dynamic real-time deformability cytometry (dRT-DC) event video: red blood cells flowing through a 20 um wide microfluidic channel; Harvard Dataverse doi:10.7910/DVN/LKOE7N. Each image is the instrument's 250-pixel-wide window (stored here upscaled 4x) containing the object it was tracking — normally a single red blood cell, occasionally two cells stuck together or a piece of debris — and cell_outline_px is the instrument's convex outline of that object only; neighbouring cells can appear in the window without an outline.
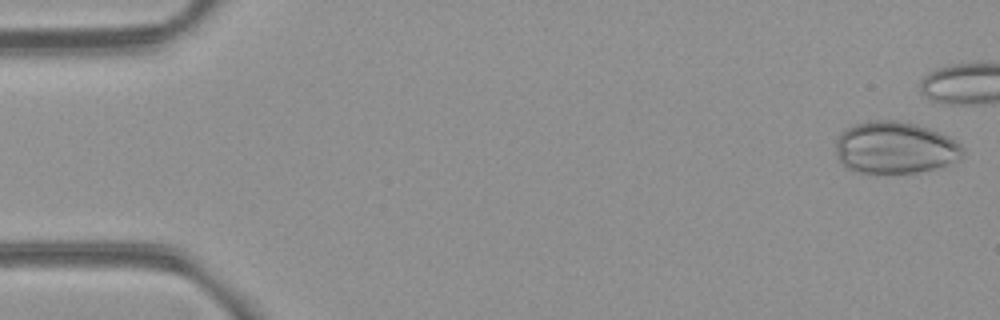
{"species": "common noctule bat (a hibernating species)", "species_latin": "Nyctalus noctula", "temperature_condition": "room temperature", "stored_images_in_passage": 9, "segment_of_instrument_passage": [1, 2], "camera_frame_rate_fps": 3000, "um_per_image_px": 0.085, "animal": {"sex": "female", "body_mass_g": 21.9}, "frame": {"image": 1, "passage_image": 1, "time_ms": 0.0, "image_size_px": [1000, 320], "cell_outline_px": [[964, 156], [944, 168], [916, 172], [856, 172], [848, 168], [840, 160], [836, 152], [836, 140], [840, 132], [856, 124], [876, 120], [896, 120], [916, 124], [928, 128], [948, 136], [956, 140], [964, 148]], "centroid_in_image_um": [76.14, 12.55], "position_along_channel_um": 8.9, "area_um2": 38.55}}